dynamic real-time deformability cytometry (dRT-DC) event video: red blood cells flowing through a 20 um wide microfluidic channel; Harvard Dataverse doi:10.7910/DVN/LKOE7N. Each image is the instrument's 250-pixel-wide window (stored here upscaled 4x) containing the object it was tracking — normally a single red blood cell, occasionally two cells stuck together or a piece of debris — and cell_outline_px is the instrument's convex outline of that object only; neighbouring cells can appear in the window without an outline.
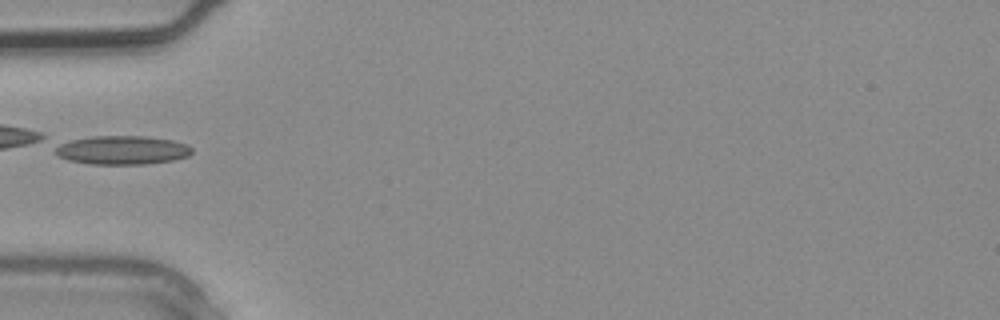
{"species": "common noctule bat (a hibernating species)", "species_latin": "Nyctalus noctula", "temperature_condition": "warm", "stored_images_in_passage": 5, "camera_frame_rate_fps": 3000, "um_per_image_px": 0.085, "animal": {"sex": "male", "body_mass_g": 20.4}, "frame": {"image": 1, "passage_image": 5, "time_ms": 1.333, "image_size_px": [1000, 320], "cell_outline_px": [[192, 152], [188, 156], [172, 160], [148, 164], [88, 164], [68, 160], [56, 156], [56, 148], [60, 144], [72, 140], [92, 136], [144, 136], [172, 140], [188, 144], [192, 148]], "centroid_in_image_um": [10.4, 12.76], "position_along_channel_um": 74.6, "area_um2": 22.89}}